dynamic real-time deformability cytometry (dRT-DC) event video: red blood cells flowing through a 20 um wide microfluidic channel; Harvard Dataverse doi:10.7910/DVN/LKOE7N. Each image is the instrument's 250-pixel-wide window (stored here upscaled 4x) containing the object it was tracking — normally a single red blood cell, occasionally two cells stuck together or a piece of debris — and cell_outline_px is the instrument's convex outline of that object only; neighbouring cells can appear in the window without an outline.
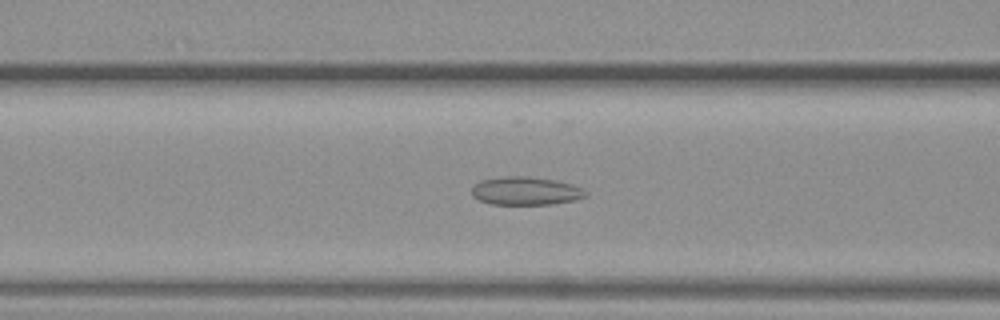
{"species": "common noctule bat (a hibernating species)", "species_latin": "Nyctalus noctula", "temperature_condition": "warm", "stored_images_in_passage": 39, "camera_frame_rate_fps": 3000, "um_per_image_px": 0.085, "animal": {"sex": "female", "body_mass_g": 19.3, "forearm_length_mm": 54.1}, "frame": {"image": 1, "passage_image": 15, "time_ms": 4.667, "image_size_px": [1000, 320], "cell_outline_px": [[588, 196], [576, 200], [552, 204], [492, 204], [480, 200], [472, 196], [472, 188], [480, 180], [504, 176], [524, 176], [556, 180], [572, 184], [584, 188], [588, 192]], "centroid_in_image_um": [44.74, 16.23], "position_along_channel_um": 121.9, "area_um2": 18.84}}
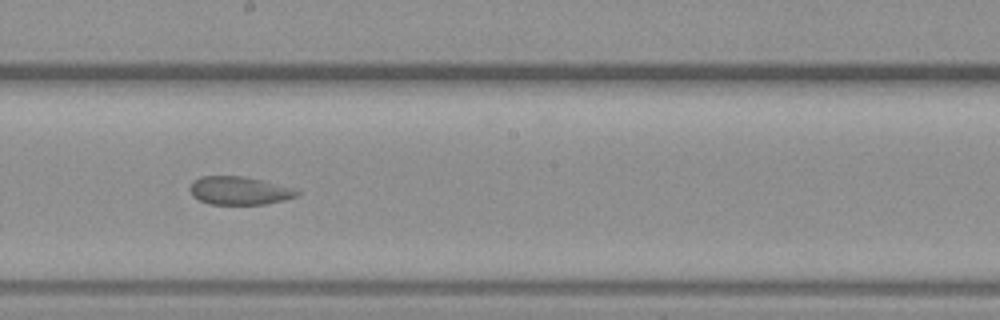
{"frame": {"image": 2, "passage_image": 23, "time_ms": 7.333, "image_size_px": [1000, 320], "cell_outline_px": [[300, 192], [296, 196], [284, 200], [264, 204], [208, 204], [192, 196], [188, 188], [192, 180], [200, 176], [244, 176], [296, 188]], "centroid_in_image_um": [20.3, 16.19], "position_along_channel_um": 227.9, "area_um2": 17.74}}
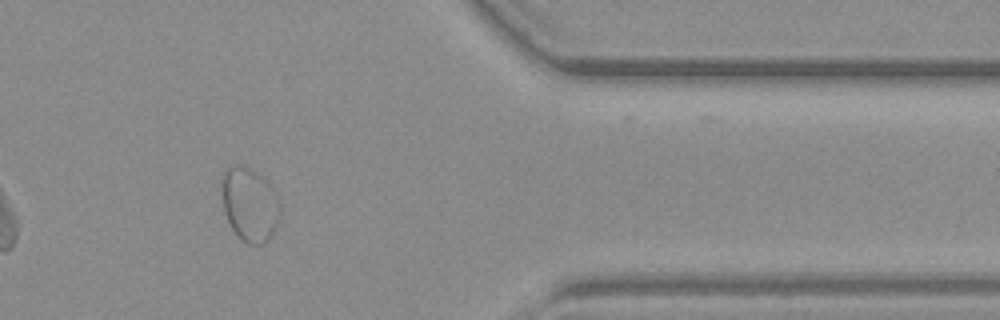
{"frame": {"image": 3, "passage_image": 37, "time_ms": 12.0, "image_size_px": [1000, 320], "cell_outline_px": [[280, 220], [276, 228], [268, 240], [264, 244], [248, 244], [240, 240], [232, 228], [224, 212], [220, 192], [220, 180], [224, 168], [228, 164], [240, 164], [256, 172], [272, 188], [280, 200]], "centroid_in_image_um": [21.18, 17.36], "position_along_channel_um": 390.2, "area_um2": 25.78}}